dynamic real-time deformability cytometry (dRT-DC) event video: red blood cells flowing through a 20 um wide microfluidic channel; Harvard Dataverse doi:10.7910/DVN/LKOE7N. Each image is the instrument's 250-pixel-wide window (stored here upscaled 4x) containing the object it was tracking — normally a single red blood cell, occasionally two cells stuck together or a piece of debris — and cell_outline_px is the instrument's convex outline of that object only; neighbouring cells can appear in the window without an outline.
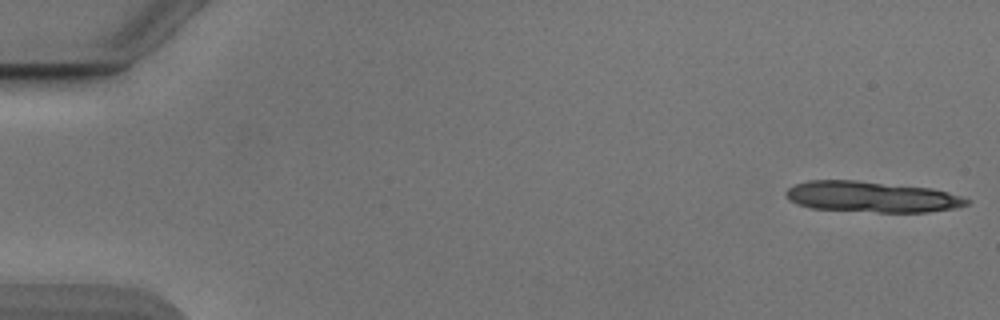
{"species": "Egyptian fruit bat (a non-hibernating species)", "species_latin": "Rousettus aegyptiacus", "temperature_condition": "cold", "stored_images_in_passage": 13, "camera_frame_rate_fps": 3000, "um_per_image_px": 0.085, "animal": {"sex": "male"}, "frame": {"image": 1, "passage_image": 1, "time_ms": 0.0, "image_size_px": [1000, 320], "cell_outline_px": [[972, 200], [968, 204], [956, 208], [928, 212], [876, 212], [812, 208], [796, 204], [788, 200], [784, 192], [788, 188], [796, 184], [808, 180], [856, 180], [932, 188], [948, 192]], "centroid_in_image_um": [74.09, 16.73], "position_along_channel_um": 10.9, "area_um2": 32.66}}